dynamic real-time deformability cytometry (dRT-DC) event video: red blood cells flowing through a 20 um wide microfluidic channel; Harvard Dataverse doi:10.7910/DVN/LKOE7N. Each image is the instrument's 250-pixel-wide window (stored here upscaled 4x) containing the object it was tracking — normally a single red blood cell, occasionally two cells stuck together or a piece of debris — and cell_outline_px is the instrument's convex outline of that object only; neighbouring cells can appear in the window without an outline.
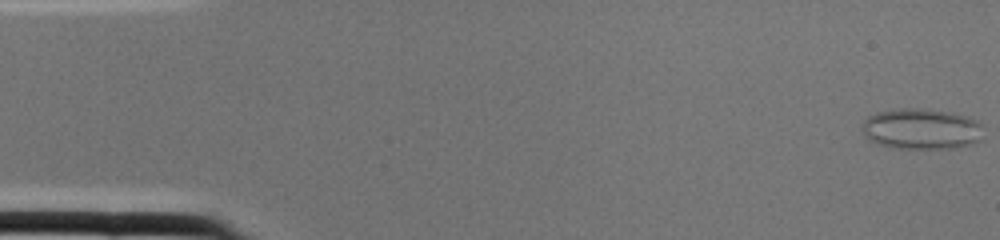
{"species": "common noctule bat (a hibernating species)", "species_latin": "Nyctalus noctula", "temperature_condition": "cold", "stored_images_in_passage": 2, "camera_frame_rate_fps": 3000, "um_per_image_px": 0.085, "animal": {"sex": "female", "body_mass_g": 22.0, "forearm_length_mm": 56.7}, "frame": {"image": 1, "passage_image": 1, "time_ms": 0.0, "image_size_px": [1000, 240], "cell_outline_px": [[984, 140], [972, 144], [952, 148], [892, 148], [868, 140], [864, 136], [860, 128], [864, 120], [868, 116], [876, 112], [900, 108], [920, 108], [948, 112], [968, 116], [984, 124]], "centroid_in_image_um": [78.35, 10.96], "position_along_channel_um": 6.6, "area_um2": 29.48}}
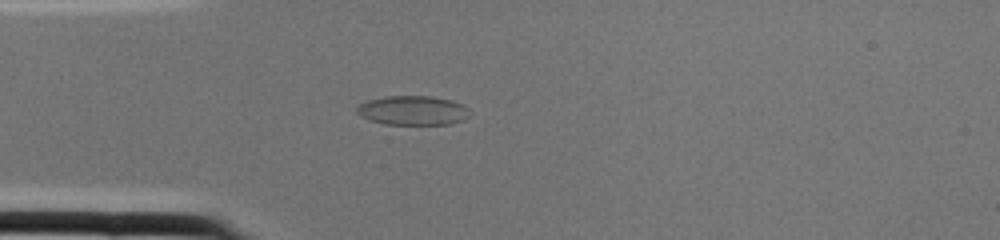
{"frame": {"image": 2, "passage_image": 2, "time_ms": 0.333, "image_size_px": [1000, 240], "cell_outline_px": [[468, 116], [464, 120], [452, 124], [384, 124], [368, 120], [360, 116], [356, 112], [356, 108], [360, 104], [368, 100], [388, 96], [432, 96], [452, 100], [464, 104], [468, 108]], "centroid_in_image_um": [35.1, 9.39], "position_along_channel_um": 49.9, "area_um2": 19.42}}